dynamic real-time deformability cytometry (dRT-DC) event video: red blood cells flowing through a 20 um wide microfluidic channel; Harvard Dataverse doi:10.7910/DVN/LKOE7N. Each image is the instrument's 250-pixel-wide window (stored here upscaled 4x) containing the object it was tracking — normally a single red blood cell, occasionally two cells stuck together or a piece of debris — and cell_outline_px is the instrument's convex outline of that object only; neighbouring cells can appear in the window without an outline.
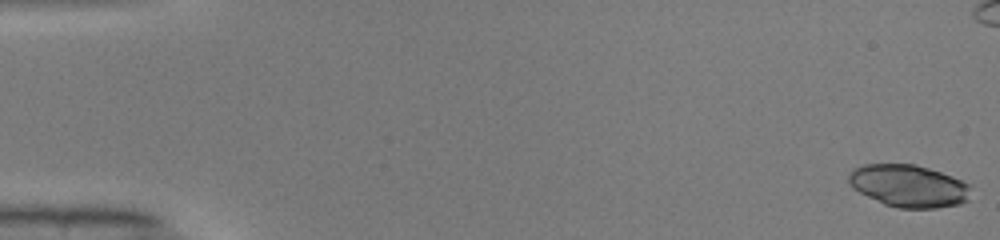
{"species": "common noctule bat (a hibernating species)", "species_latin": "Nyctalus noctula", "temperature_condition": "warm", "stored_images_in_passage": 51, "camera_frame_rate_fps": 3000, "um_per_image_px": 0.085, "animal": {"sex": "male", "body_mass_g": 19.0, "forearm_length_mm": 50.8}, "frame": {"image": 1, "passage_image": 1, "time_ms": 0.0, "image_size_px": [1000, 240], "cell_outline_px": [[968, 200], [960, 204], [936, 208], [900, 208], [884, 204], [852, 188], [848, 180], [848, 176], [856, 168], [864, 164], [916, 164], [952, 176], [968, 184]], "centroid_in_image_um": [77.22, 15.8], "position_along_channel_um": 7.8, "area_um2": 29.77}}
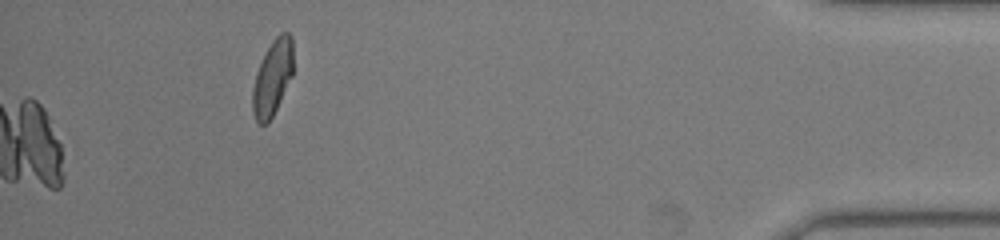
{"frame": {"image": 2, "passage_image": 51, "time_ms": 16.667, "image_size_px": [1000, 240], "cell_outline_px": [[292, 76], [268, 124], [260, 124], [256, 120], [252, 112], [252, 88], [256, 72], [272, 40], [280, 32], [288, 32], [292, 36]], "centroid_in_image_um": [23.15, 6.61], "position_along_channel_um": 412.1, "area_um2": 17.69}}